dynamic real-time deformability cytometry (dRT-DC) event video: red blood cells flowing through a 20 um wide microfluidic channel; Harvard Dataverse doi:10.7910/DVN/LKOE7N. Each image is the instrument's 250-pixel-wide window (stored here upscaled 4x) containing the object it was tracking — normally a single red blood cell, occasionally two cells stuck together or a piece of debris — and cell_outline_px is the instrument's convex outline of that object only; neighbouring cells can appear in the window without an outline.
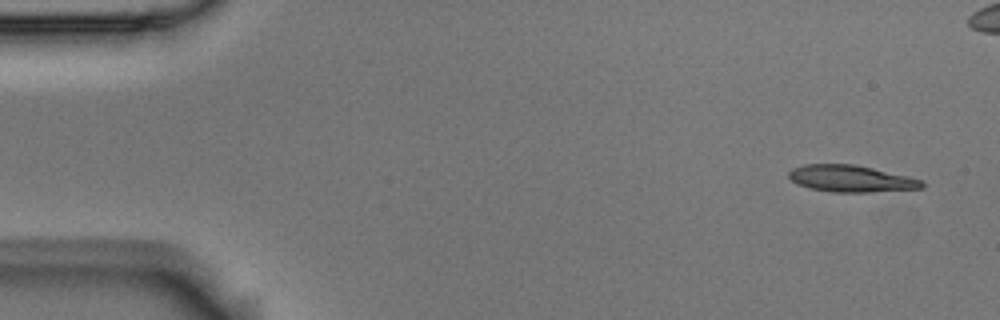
{"species": "Egyptian fruit bat (a non-hibernating species)", "species_latin": "Rousettus aegyptiacus", "temperature_condition": "room temperature", "stored_images_in_passage": 5, "camera_frame_rate_fps": 3000, "um_per_image_px": 0.085, "animal": {"sex": "male"}, "frame": {"image": 1, "passage_image": 1, "time_ms": 0.0, "image_size_px": [1000, 320], "cell_outline_px": [[924, 188], [872, 192], [832, 192], [812, 188], [796, 184], [788, 176], [788, 172], [792, 168], [804, 164], [852, 164], [872, 168], [908, 176], [920, 180], [924, 184]], "centroid_in_image_um": [72.31, 15.18], "position_along_channel_um": 12.7, "area_um2": 20.63}}